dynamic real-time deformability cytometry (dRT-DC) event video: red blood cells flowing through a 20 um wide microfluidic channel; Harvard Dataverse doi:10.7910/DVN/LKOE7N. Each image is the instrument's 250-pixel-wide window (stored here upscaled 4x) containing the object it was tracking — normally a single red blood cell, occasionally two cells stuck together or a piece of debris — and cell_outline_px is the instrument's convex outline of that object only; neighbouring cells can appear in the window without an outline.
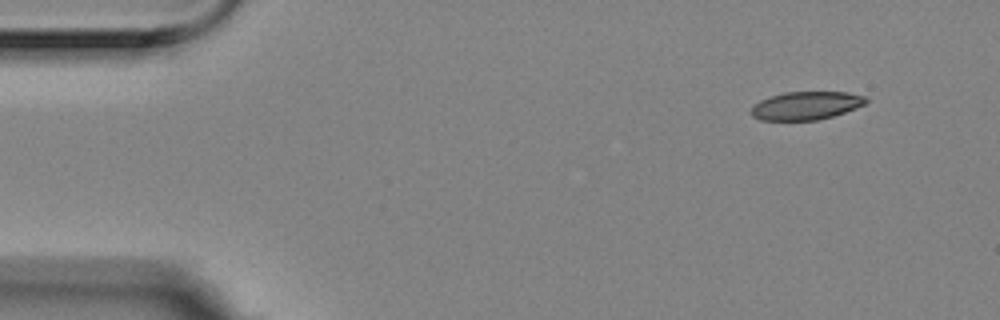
{"species": "Egyptian fruit bat (a non-hibernating species)", "species_latin": "Rousettus aegyptiacus", "temperature_condition": "room temperature", "stored_images_in_passage": 4, "camera_frame_rate_fps": 3000, "um_per_image_px": 0.085, "animal": {"sex": "female"}, "frame": {"image": 1, "passage_image": 1, "time_ms": 0.0, "image_size_px": [1000, 320], "cell_outline_px": [[868, 100], [864, 104], [844, 112], [832, 116], [816, 120], [760, 120], [752, 116], [752, 108], [760, 100], [784, 92], [848, 92], [864, 96]], "centroid_in_image_um": [68.51, 8.97], "position_along_channel_um": 16.5, "area_um2": 18.55}}
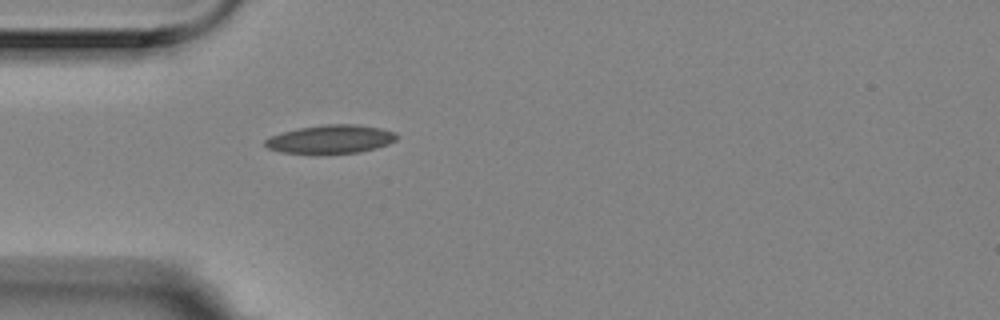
{"frame": {"image": 2, "passage_image": 4, "time_ms": 1.0, "image_size_px": [1000, 320], "cell_outline_px": [[396, 140], [388, 144], [376, 148], [360, 152], [320, 156], [312, 156], [280, 152], [268, 148], [264, 144], [264, 140], [272, 136], [284, 132], [300, 128], [324, 124], [356, 124], [380, 128], [396, 132]], "centroid_in_image_um": [28.08, 11.88], "position_along_channel_um": 56.9, "area_um2": 22.54}}